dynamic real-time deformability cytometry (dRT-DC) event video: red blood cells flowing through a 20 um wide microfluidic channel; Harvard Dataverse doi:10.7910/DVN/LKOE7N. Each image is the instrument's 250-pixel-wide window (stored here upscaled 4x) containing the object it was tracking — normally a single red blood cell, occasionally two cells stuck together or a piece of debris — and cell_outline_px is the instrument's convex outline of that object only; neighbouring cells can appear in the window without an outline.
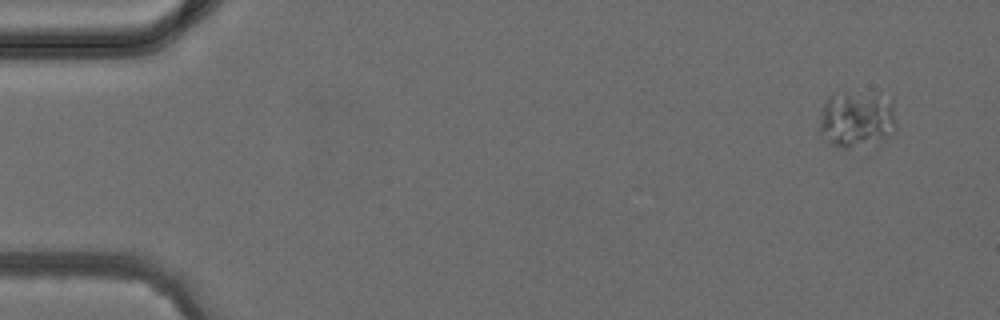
{"species": "common noctule bat (a hibernating species)", "species_latin": "Nyctalus noctula", "temperature_condition": "cold", "stored_images_in_passage": 2, "camera_frame_rate_fps": 3000, "um_per_image_px": 0.085, "animal": {"sex": "female", "body_mass_g": 24.6, "forearm_length_mm": 56.2}, "frame": {"image": 1, "passage_image": 1, "time_ms": 0.0, "image_size_px": [1000, 320], "cell_outline_px": [[896, 128], [884, 140], [848, 148], [844, 148], [832, 144], [816, 128], [820, 112], [828, 96], [832, 92], [844, 92], [892, 96], [896, 120]], "centroid_in_image_um": [72.81, 10.1], "position_along_channel_um": 12.2, "area_um2": 25.84}}